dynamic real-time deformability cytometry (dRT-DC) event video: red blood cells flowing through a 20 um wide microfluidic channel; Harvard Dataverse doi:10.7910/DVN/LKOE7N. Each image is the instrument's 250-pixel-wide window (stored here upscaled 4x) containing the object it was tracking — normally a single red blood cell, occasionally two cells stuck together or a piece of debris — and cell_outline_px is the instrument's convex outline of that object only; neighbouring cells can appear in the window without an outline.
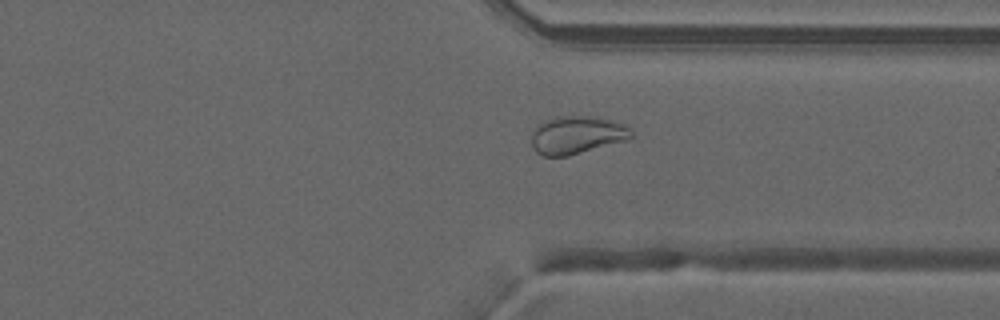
{"species": "common noctule bat (a hibernating species)", "species_latin": "Nyctalus noctula", "temperature_condition": "warm", "stored_images_in_passage": 37, "camera_frame_rate_fps": 3000, "um_per_image_px": 0.085, "animal": {"sex": "male", "forearm_length_mm": 52.5}, "frame": {"image": 1, "passage_image": 31, "time_ms": 10.0, "image_size_px": [1000, 320], "cell_outline_px": [[632, 136], [628, 140], [568, 156], [544, 156], [536, 152], [532, 148], [532, 128], [536, 124], [544, 120], [556, 116], [596, 116], [612, 120], [628, 128], [632, 132]], "centroid_in_image_um": [48.98, 11.47], "position_along_channel_um": 362.4, "area_um2": 22.25}, "authors_computed_cell_mechanics": {"area_um2": 23.8136, "velocity_mm_per_s": 4.2457, "shape_relaxation_time_tau1_ms": null, "shape_relaxation_time_tau2_ms": 1.3472, "deformation_change_tau1": null, "deformation_change_tau2": 0.0786}}